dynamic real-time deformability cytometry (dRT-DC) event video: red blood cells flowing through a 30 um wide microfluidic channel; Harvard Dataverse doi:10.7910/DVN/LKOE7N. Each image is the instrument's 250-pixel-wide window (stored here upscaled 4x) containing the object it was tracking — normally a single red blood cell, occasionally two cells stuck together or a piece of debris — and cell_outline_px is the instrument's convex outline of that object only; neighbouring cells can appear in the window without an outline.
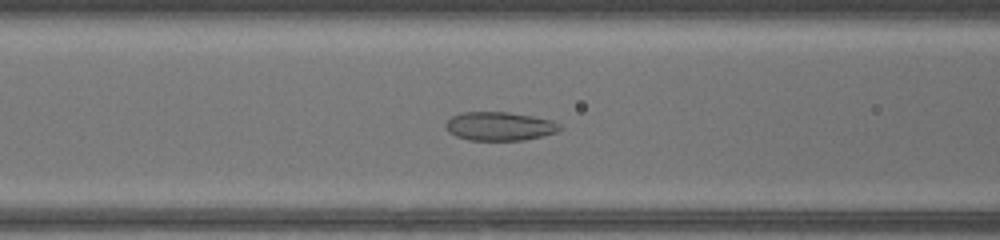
{"species": "common noctule bat (a hibernating species)", "species_latin": "Nyctalus noctula", "temperature_condition": "warm", "stored_images_in_passage": 37, "camera_frame_rate_fps": 3000, "um_per_image_px": 0.085, "animal": {"sex": "female", "body_mass_g": 17.0, "forearm_length_mm": 48.0}, "frame": {"image": 1, "passage_image": 9, "time_ms": 2.667, "image_size_px": [1000, 240], "cell_outline_px": [[564, 128], [556, 132], [524, 140], [468, 140], [456, 136], [448, 132], [444, 124], [452, 116], [460, 112], [508, 112], [532, 116], [552, 120], [560, 124]], "centroid_in_image_um": [42.45, 10.73], "position_along_channel_um": 124.1, "area_um2": 19.13}}
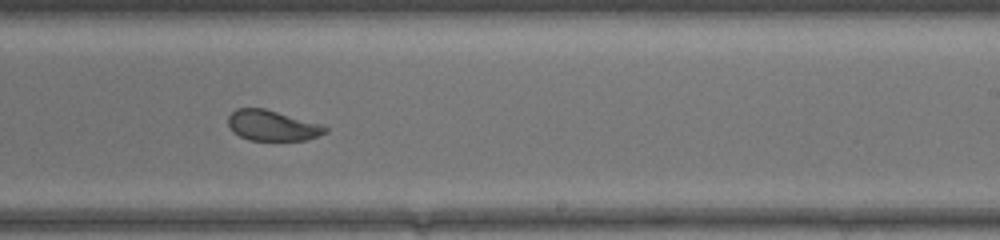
{"frame": {"image": 2, "passage_image": 19, "time_ms": 6.0, "image_size_px": [1000, 240], "cell_outline_px": [[328, 132], [308, 140], [248, 140], [232, 132], [228, 124], [228, 116], [236, 108], [264, 108], [324, 124], [328, 128]], "centroid_in_image_um": [23.17, 10.67], "position_along_channel_um": 265.8, "area_um2": 17.51}}
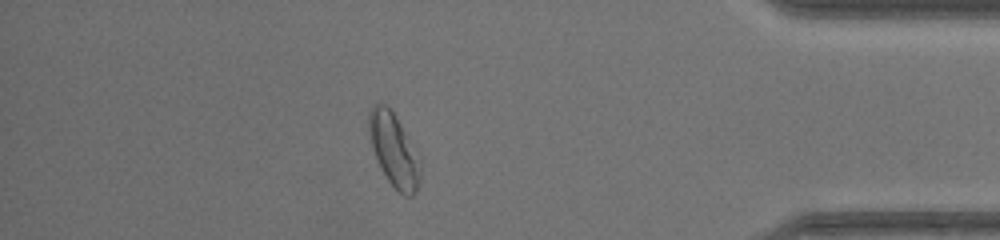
{"frame": {"image": 3, "passage_image": 31, "time_ms": 10.0, "image_size_px": [1000, 240], "cell_outline_px": [[420, 176], [416, 192], [412, 196], [404, 196], [388, 180], [380, 168], [376, 160], [372, 148], [368, 132], [368, 112], [372, 104], [384, 104], [392, 112], [400, 124], [420, 164]], "centroid_in_image_um": [33.42, 12.76], "position_along_channel_um": 401.8, "area_um2": 21.27}, "authors_computed_cell_mechanics": {"area_um2": 19.8832, "velocity_mm_per_s": 4.2706, "shape_relaxation_time_tau1_ms": null, "shape_relaxation_time_tau2_ms": 1.0466, "deformation_change_tau1": null, "deformation_change_tau2": 0.0678}}